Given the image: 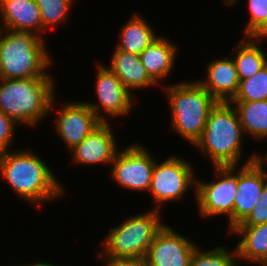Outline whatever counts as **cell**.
I'll return each mask as SVG.
<instances>
[{
    "label": "cell",
    "mask_w": 267,
    "mask_h": 266,
    "mask_svg": "<svg viewBox=\"0 0 267 266\" xmlns=\"http://www.w3.org/2000/svg\"><path fill=\"white\" fill-rule=\"evenodd\" d=\"M0 175L15 195L32 205H42L65 194L49 165L32 150L13 149L0 154Z\"/></svg>",
    "instance_id": "obj_1"
},
{
    "label": "cell",
    "mask_w": 267,
    "mask_h": 266,
    "mask_svg": "<svg viewBox=\"0 0 267 266\" xmlns=\"http://www.w3.org/2000/svg\"><path fill=\"white\" fill-rule=\"evenodd\" d=\"M54 82L53 78H0V110L16 124L36 126L55 105Z\"/></svg>",
    "instance_id": "obj_2"
},
{
    "label": "cell",
    "mask_w": 267,
    "mask_h": 266,
    "mask_svg": "<svg viewBox=\"0 0 267 266\" xmlns=\"http://www.w3.org/2000/svg\"><path fill=\"white\" fill-rule=\"evenodd\" d=\"M244 132L231 102H217L207 118L201 138L194 144L214 166H240Z\"/></svg>",
    "instance_id": "obj_3"
},
{
    "label": "cell",
    "mask_w": 267,
    "mask_h": 266,
    "mask_svg": "<svg viewBox=\"0 0 267 266\" xmlns=\"http://www.w3.org/2000/svg\"><path fill=\"white\" fill-rule=\"evenodd\" d=\"M45 41L32 33L3 29L0 34V78H53L48 72L52 56L48 54Z\"/></svg>",
    "instance_id": "obj_4"
},
{
    "label": "cell",
    "mask_w": 267,
    "mask_h": 266,
    "mask_svg": "<svg viewBox=\"0 0 267 266\" xmlns=\"http://www.w3.org/2000/svg\"><path fill=\"white\" fill-rule=\"evenodd\" d=\"M163 88L173 129L194 146L201 138L209 113L217 101L198 81H184Z\"/></svg>",
    "instance_id": "obj_5"
},
{
    "label": "cell",
    "mask_w": 267,
    "mask_h": 266,
    "mask_svg": "<svg viewBox=\"0 0 267 266\" xmlns=\"http://www.w3.org/2000/svg\"><path fill=\"white\" fill-rule=\"evenodd\" d=\"M161 211L152 209L126 218L109 231L101 242L102 250L96 256L144 259L151 243L165 225Z\"/></svg>",
    "instance_id": "obj_6"
},
{
    "label": "cell",
    "mask_w": 267,
    "mask_h": 266,
    "mask_svg": "<svg viewBox=\"0 0 267 266\" xmlns=\"http://www.w3.org/2000/svg\"><path fill=\"white\" fill-rule=\"evenodd\" d=\"M238 167L214 166L218 180H196L195 201L201 217L210 218L226 214L229 218L233 214L238 188Z\"/></svg>",
    "instance_id": "obj_7"
},
{
    "label": "cell",
    "mask_w": 267,
    "mask_h": 266,
    "mask_svg": "<svg viewBox=\"0 0 267 266\" xmlns=\"http://www.w3.org/2000/svg\"><path fill=\"white\" fill-rule=\"evenodd\" d=\"M158 163L157 160L153 167L148 192L152 194L153 202L156 203L154 209L160 210L164 203L181 200L191 187L196 189V178L193 176V166L184 158L172 155Z\"/></svg>",
    "instance_id": "obj_8"
},
{
    "label": "cell",
    "mask_w": 267,
    "mask_h": 266,
    "mask_svg": "<svg viewBox=\"0 0 267 266\" xmlns=\"http://www.w3.org/2000/svg\"><path fill=\"white\" fill-rule=\"evenodd\" d=\"M143 147L131 144L118 150L111 162V177L122 189L149 191L156 158Z\"/></svg>",
    "instance_id": "obj_9"
},
{
    "label": "cell",
    "mask_w": 267,
    "mask_h": 266,
    "mask_svg": "<svg viewBox=\"0 0 267 266\" xmlns=\"http://www.w3.org/2000/svg\"><path fill=\"white\" fill-rule=\"evenodd\" d=\"M96 69L95 90L98 97V103H85L102 122H109V118L118 116L124 117V115L129 114L133 109V94L124 86L107 65L98 64ZM101 109L104 112H102ZM101 113H104L105 115Z\"/></svg>",
    "instance_id": "obj_10"
},
{
    "label": "cell",
    "mask_w": 267,
    "mask_h": 266,
    "mask_svg": "<svg viewBox=\"0 0 267 266\" xmlns=\"http://www.w3.org/2000/svg\"><path fill=\"white\" fill-rule=\"evenodd\" d=\"M256 153L246 159L238 168V188L234 199L233 214L228 219V231L241 224L251 213L259 200L263 187L267 184V175L257 165Z\"/></svg>",
    "instance_id": "obj_11"
},
{
    "label": "cell",
    "mask_w": 267,
    "mask_h": 266,
    "mask_svg": "<svg viewBox=\"0 0 267 266\" xmlns=\"http://www.w3.org/2000/svg\"><path fill=\"white\" fill-rule=\"evenodd\" d=\"M196 247L187 236L165 224L151 243L144 259L147 266H189Z\"/></svg>",
    "instance_id": "obj_12"
},
{
    "label": "cell",
    "mask_w": 267,
    "mask_h": 266,
    "mask_svg": "<svg viewBox=\"0 0 267 266\" xmlns=\"http://www.w3.org/2000/svg\"><path fill=\"white\" fill-rule=\"evenodd\" d=\"M55 130L71 151L102 121L85 102H69L60 105Z\"/></svg>",
    "instance_id": "obj_13"
},
{
    "label": "cell",
    "mask_w": 267,
    "mask_h": 266,
    "mask_svg": "<svg viewBox=\"0 0 267 266\" xmlns=\"http://www.w3.org/2000/svg\"><path fill=\"white\" fill-rule=\"evenodd\" d=\"M110 122H102L71 150L73 162L83 165H111L118 143Z\"/></svg>",
    "instance_id": "obj_14"
},
{
    "label": "cell",
    "mask_w": 267,
    "mask_h": 266,
    "mask_svg": "<svg viewBox=\"0 0 267 266\" xmlns=\"http://www.w3.org/2000/svg\"><path fill=\"white\" fill-rule=\"evenodd\" d=\"M0 21L3 29L28 32L45 38L36 0H0Z\"/></svg>",
    "instance_id": "obj_15"
},
{
    "label": "cell",
    "mask_w": 267,
    "mask_h": 266,
    "mask_svg": "<svg viewBox=\"0 0 267 266\" xmlns=\"http://www.w3.org/2000/svg\"><path fill=\"white\" fill-rule=\"evenodd\" d=\"M206 67V79L197 81L217 102H231L240 85L233 58L230 56L213 60Z\"/></svg>",
    "instance_id": "obj_16"
},
{
    "label": "cell",
    "mask_w": 267,
    "mask_h": 266,
    "mask_svg": "<svg viewBox=\"0 0 267 266\" xmlns=\"http://www.w3.org/2000/svg\"><path fill=\"white\" fill-rule=\"evenodd\" d=\"M177 53V45L159 36L139 56L149 77L160 86L174 69Z\"/></svg>",
    "instance_id": "obj_17"
},
{
    "label": "cell",
    "mask_w": 267,
    "mask_h": 266,
    "mask_svg": "<svg viewBox=\"0 0 267 266\" xmlns=\"http://www.w3.org/2000/svg\"><path fill=\"white\" fill-rule=\"evenodd\" d=\"M112 55L111 64L107 67L131 93V90L157 87V84L147 74L139 55L118 50L116 47Z\"/></svg>",
    "instance_id": "obj_18"
},
{
    "label": "cell",
    "mask_w": 267,
    "mask_h": 266,
    "mask_svg": "<svg viewBox=\"0 0 267 266\" xmlns=\"http://www.w3.org/2000/svg\"><path fill=\"white\" fill-rule=\"evenodd\" d=\"M228 233L241 236L235 246L237 259L259 266L267 261V222L258 225H237Z\"/></svg>",
    "instance_id": "obj_19"
},
{
    "label": "cell",
    "mask_w": 267,
    "mask_h": 266,
    "mask_svg": "<svg viewBox=\"0 0 267 266\" xmlns=\"http://www.w3.org/2000/svg\"><path fill=\"white\" fill-rule=\"evenodd\" d=\"M150 24L144 17L133 14L120 29L118 50L140 55L157 37Z\"/></svg>",
    "instance_id": "obj_20"
},
{
    "label": "cell",
    "mask_w": 267,
    "mask_h": 266,
    "mask_svg": "<svg viewBox=\"0 0 267 266\" xmlns=\"http://www.w3.org/2000/svg\"><path fill=\"white\" fill-rule=\"evenodd\" d=\"M260 41L258 37L244 36L238 41L236 51L230 53L240 81L252 77L267 65V53L262 50Z\"/></svg>",
    "instance_id": "obj_21"
},
{
    "label": "cell",
    "mask_w": 267,
    "mask_h": 266,
    "mask_svg": "<svg viewBox=\"0 0 267 266\" xmlns=\"http://www.w3.org/2000/svg\"><path fill=\"white\" fill-rule=\"evenodd\" d=\"M231 103L235 105L244 134L257 140L267 139V99Z\"/></svg>",
    "instance_id": "obj_22"
},
{
    "label": "cell",
    "mask_w": 267,
    "mask_h": 266,
    "mask_svg": "<svg viewBox=\"0 0 267 266\" xmlns=\"http://www.w3.org/2000/svg\"><path fill=\"white\" fill-rule=\"evenodd\" d=\"M227 246H217L210 250H203L196 247L189 266H238L236 248L229 251Z\"/></svg>",
    "instance_id": "obj_23"
},
{
    "label": "cell",
    "mask_w": 267,
    "mask_h": 266,
    "mask_svg": "<svg viewBox=\"0 0 267 266\" xmlns=\"http://www.w3.org/2000/svg\"><path fill=\"white\" fill-rule=\"evenodd\" d=\"M75 0H36L43 23V32L66 22Z\"/></svg>",
    "instance_id": "obj_24"
},
{
    "label": "cell",
    "mask_w": 267,
    "mask_h": 266,
    "mask_svg": "<svg viewBox=\"0 0 267 266\" xmlns=\"http://www.w3.org/2000/svg\"><path fill=\"white\" fill-rule=\"evenodd\" d=\"M267 99V65L252 77L241 80L231 102H250Z\"/></svg>",
    "instance_id": "obj_25"
},
{
    "label": "cell",
    "mask_w": 267,
    "mask_h": 266,
    "mask_svg": "<svg viewBox=\"0 0 267 266\" xmlns=\"http://www.w3.org/2000/svg\"><path fill=\"white\" fill-rule=\"evenodd\" d=\"M234 0L229 6H233ZM250 19L244 29V36L255 37L267 25V0H247Z\"/></svg>",
    "instance_id": "obj_26"
},
{
    "label": "cell",
    "mask_w": 267,
    "mask_h": 266,
    "mask_svg": "<svg viewBox=\"0 0 267 266\" xmlns=\"http://www.w3.org/2000/svg\"><path fill=\"white\" fill-rule=\"evenodd\" d=\"M17 125L7 115L0 110V154L10 150L9 147L14 143Z\"/></svg>",
    "instance_id": "obj_27"
},
{
    "label": "cell",
    "mask_w": 267,
    "mask_h": 266,
    "mask_svg": "<svg viewBox=\"0 0 267 266\" xmlns=\"http://www.w3.org/2000/svg\"><path fill=\"white\" fill-rule=\"evenodd\" d=\"M267 222V184L263 187L257 204L248 217L239 225H258Z\"/></svg>",
    "instance_id": "obj_28"
},
{
    "label": "cell",
    "mask_w": 267,
    "mask_h": 266,
    "mask_svg": "<svg viewBox=\"0 0 267 266\" xmlns=\"http://www.w3.org/2000/svg\"><path fill=\"white\" fill-rule=\"evenodd\" d=\"M105 263L104 266H147L145 259L141 258H116L110 256H97Z\"/></svg>",
    "instance_id": "obj_29"
},
{
    "label": "cell",
    "mask_w": 267,
    "mask_h": 266,
    "mask_svg": "<svg viewBox=\"0 0 267 266\" xmlns=\"http://www.w3.org/2000/svg\"><path fill=\"white\" fill-rule=\"evenodd\" d=\"M254 162L261 168H264V173L267 175V171H265V165L267 166V152L263 154V156L256 154Z\"/></svg>",
    "instance_id": "obj_30"
},
{
    "label": "cell",
    "mask_w": 267,
    "mask_h": 266,
    "mask_svg": "<svg viewBox=\"0 0 267 266\" xmlns=\"http://www.w3.org/2000/svg\"><path fill=\"white\" fill-rule=\"evenodd\" d=\"M22 266H57L56 264H52V263H49V262H38L37 263H34V264H25V265H22Z\"/></svg>",
    "instance_id": "obj_31"
},
{
    "label": "cell",
    "mask_w": 267,
    "mask_h": 266,
    "mask_svg": "<svg viewBox=\"0 0 267 266\" xmlns=\"http://www.w3.org/2000/svg\"><path fill=\"white\" fill-rule=\"evenodd\" d=\"M255 37H258L261 39L267 38V25Z\"/></svg>",
    "instance_id": "obj_32"
},
{
    "label": "cell",
    "mask_w": 267,
    "mask_h": 266,
    "mask_svg": "<svg viewBox=\"0 0 267 266\" xmlns=\"http://www.w3.org/2000/svg\"><path fill=\"white\" fill-rule=\"evenodd\" d=\"M234 0H224L223 2H225L226 4L225 5H230Z\"/></svg>",
    "instance_id": "obj_33"
},
{
    "label": "cell",
    "mask_w": 267,
    "mask_h": 266,
    "mask_svg": "<svg viewBox=\"0 0 267 266\" xmlns=\"http://www.w3.org/2000/svg\"><path fill=\"white\" fill-rule=\"evenodd\" d=\"M3 28H2V25H1V21H0V34L2 32Z\"/></svg>",
    "instance_id": "obj_34"
}]
</instances>
